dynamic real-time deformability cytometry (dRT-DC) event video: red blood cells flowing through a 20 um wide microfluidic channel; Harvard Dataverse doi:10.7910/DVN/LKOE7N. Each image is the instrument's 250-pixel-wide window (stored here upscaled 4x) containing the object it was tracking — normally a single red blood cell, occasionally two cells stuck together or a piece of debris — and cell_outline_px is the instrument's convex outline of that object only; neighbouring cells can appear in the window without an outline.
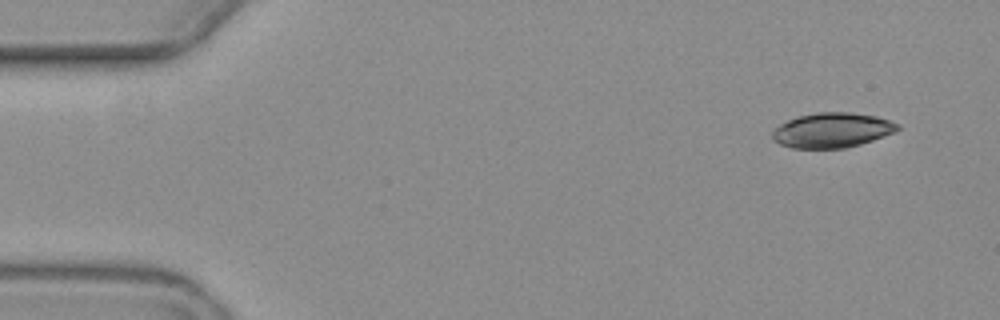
{"species": "common noctule bat (a hibernating species)", "species_latin": "Nyctalus noctula", "temperature_condition": "warm", "stored_images_in_passage": 14, "camera_frame_rate_fps": 3000, "um_per_image_px": 0.085, "animal": {"sex": "female", "body_mass_g": 19.3, "forearm_length_mm": 54.1}, "frame": {"image": 1, "passage_image": 1, "time_ms": 0.0, "image_size_px": [1000, 320], "cell_outline_px": [[900, 128], [896, 132], [860, 144], [844, 148], [792, 148], [780, 144], [772, 140], [772, 132], [780, 124], [788, 120], [800, 116], [816, 112], [848, 112], [876, 116], [900, 124]], "centroid_in_image_um": [70.73, 11.07], "position_along_channel_um": 14.3, "area_um2": 25.37}}
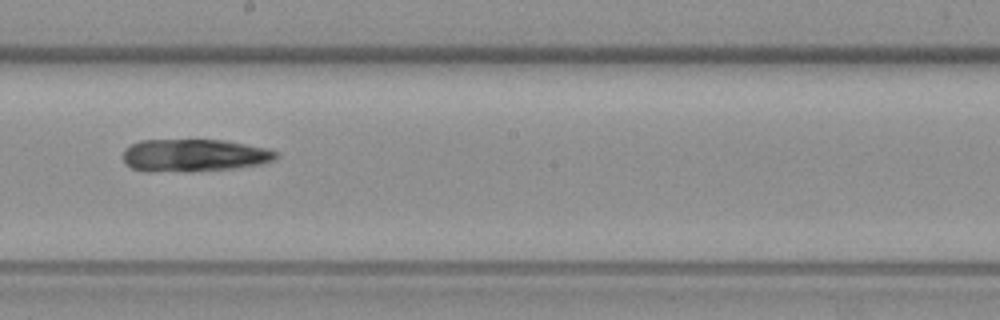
{"frame": {"image": 2, "passage_image": 8, "time_ms": 9.333, "image_size_px": [1000, 320], "cell_outline_px": [[280, 156], [272, 160], [260, 164], [232, 168], [192, 172], [144, 172], [132, 168], [124, 160], [124, 148], [140, 140], [224, 140], [268, 148], [280, 152]], "centroid_in_image_um": [16.51, 13.21], "position_along_channel_um": 231.7, "area_um2": 29.36}}
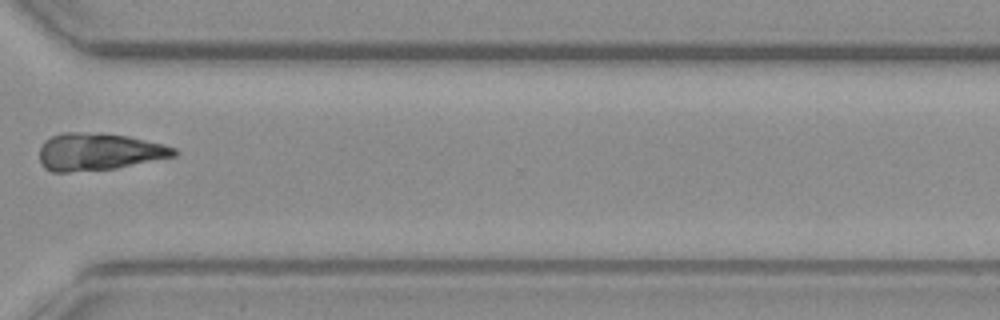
{"frame": {"image": 3, "passage_image": 11, "time_ms": 13.0, "image_size_px": [1000, 320], "cell_outline_px": [[176, 156], [116, 168], [68, 172], [52, 172], [44, 168], [40, 164], [40, 148], [44, 140], [52, 136], [64, 132], [104, 132], [128, 136], [164, 144], [176, 148]], "centroid_in_image_um": [8.38, 12.89], "position_along_channel_um": 362.2, "area_um2": 29.48}}